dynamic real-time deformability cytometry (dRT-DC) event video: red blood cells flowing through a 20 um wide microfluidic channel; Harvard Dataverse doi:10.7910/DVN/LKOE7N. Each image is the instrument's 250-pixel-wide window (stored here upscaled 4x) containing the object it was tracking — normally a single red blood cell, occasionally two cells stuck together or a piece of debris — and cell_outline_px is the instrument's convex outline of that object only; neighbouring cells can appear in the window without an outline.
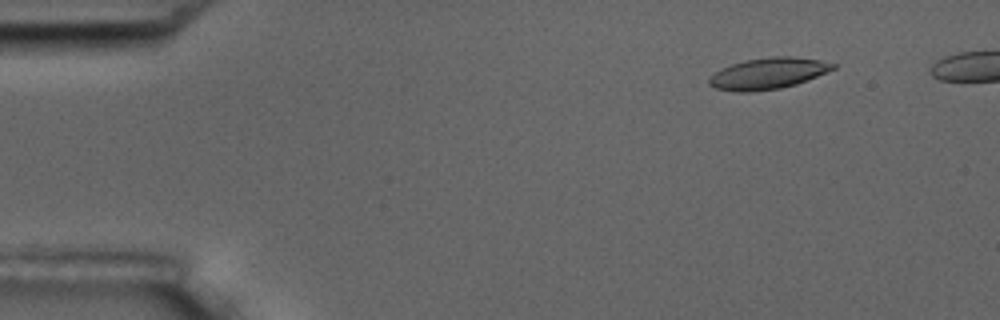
{"species": "common noctule bat (a hibernating species)", "species_latin": "Nyctalus noctula", "temperature_condition": "room temperature", "stored_images_in_passage": 7, "camera_frame_rate_fps": 3000, "um_per_image_px": 0.085, "animal": {"sex": "male", "body_mass_g": 17.5, "forearm_length_mm": 52.3}, "frame": {"image": 1, "passage_image": 2, "time_ms": 1.0, "image_size_px": [1000, 320], "cell_outline_px": [[836, 68], [796, 84], [780, 88], [752, 92], [736, 92], [716, 88], [708, 84], [708, 80], [716, 72], [732, 64], [748, 60], [772, 56], [792, 56], [820, 60], [836, 64]], "centroid_in_image_um": [65.3, 6.25], "position_along_channel_um": 19.7, "area_um2": 22.25}}